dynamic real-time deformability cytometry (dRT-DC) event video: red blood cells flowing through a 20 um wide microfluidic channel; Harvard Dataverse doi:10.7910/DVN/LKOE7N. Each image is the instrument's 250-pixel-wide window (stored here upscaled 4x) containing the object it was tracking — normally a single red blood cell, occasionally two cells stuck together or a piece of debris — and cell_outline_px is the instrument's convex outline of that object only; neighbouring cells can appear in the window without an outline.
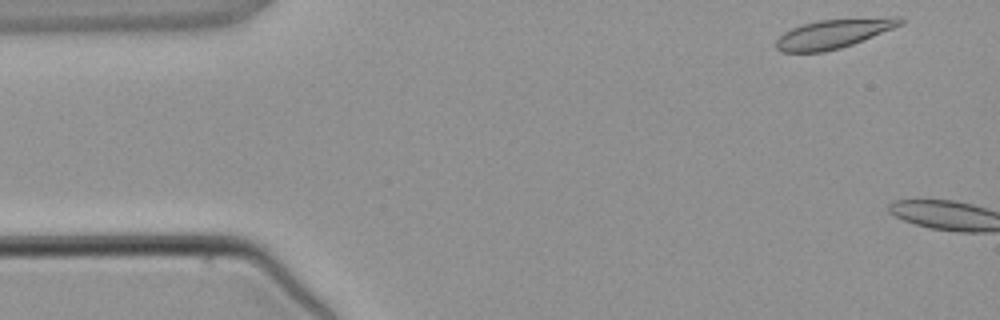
{"species": "common noctule bat (a hibernating species)", "species_latin": "Nyctalus noctula", "temperature_condition": "warm", "stored_images_in_passage": 3, "camera_frame_rate_fps": 3000, "um_per_image_px": 0.085, "animal": {"sex": "male", "body_mass_g": 21.5, "forearm_length_mm": 52.0}, "frame": {"image": 1, "passage_image": 1, "time_ms": 0.0, "image_size_px": [1000, 320], "cell_outline_px": [[904, 24], [852, 44], [840, 48], [824, 52], [780, 52], [776, 48], [776, 40], [784, 32], [792, 28], [804, 24], [820, 20], [888, 16], [900, 16], [904, 20]], "centroid_in_image_um": [70.89, 2.85], "position_along_channel_um": 14.1, "area_um2": 21.15}}